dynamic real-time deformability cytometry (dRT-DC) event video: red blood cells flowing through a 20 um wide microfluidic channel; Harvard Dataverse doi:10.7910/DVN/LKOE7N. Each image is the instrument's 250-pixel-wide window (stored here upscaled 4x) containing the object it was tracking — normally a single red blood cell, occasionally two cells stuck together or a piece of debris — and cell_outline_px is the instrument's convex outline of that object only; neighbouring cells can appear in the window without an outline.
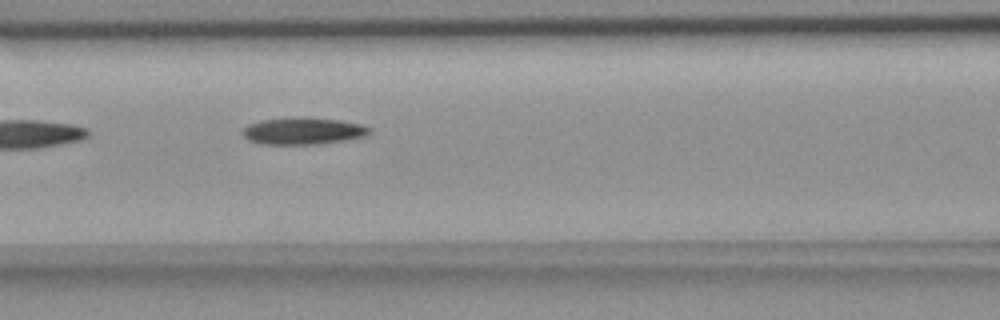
{"species": "common noctule bat (a hibernating species)", "species_latin": "Nyctalus noctula", "temperature_condition": "room temperature", "stored_images_in_passage": 6, "camera_frame_rate_fps": 3000, "um_per_image_px": 0.085, "animal": {"sex": "female", "body_mass_g": 18.4}, "frame": {"image": 1, "passage_image": 6, "time_ms": 6.0, "image_size_px": [1000, 320], "cell_outline_px": [[372, 128], [368, 136], [344, 140], [316, 144], [260, 144], [248, 140], [240, 132], [248, 124], [260, 120], [296, 116], [304, 116], [340, 120], [360, 124]], "centroid_in_image_um": [25.74, 11.12], "position_along_channel_um": 140.9, "area_um2": 20.29}}